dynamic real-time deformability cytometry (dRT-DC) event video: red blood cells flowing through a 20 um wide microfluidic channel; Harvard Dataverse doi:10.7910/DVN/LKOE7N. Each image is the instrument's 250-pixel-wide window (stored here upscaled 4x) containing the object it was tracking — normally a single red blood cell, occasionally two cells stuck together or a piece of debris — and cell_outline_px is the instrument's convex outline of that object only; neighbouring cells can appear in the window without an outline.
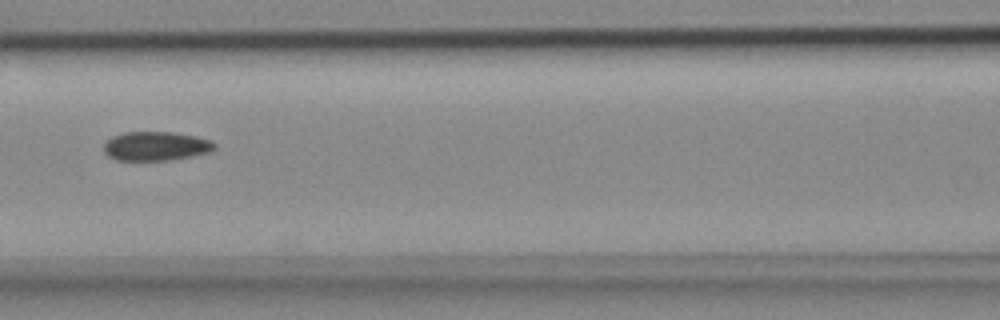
{"species": "common noctule bat (a hibernating species)", "species_latin": "Nyctalus noctula", "temperature_condition": "cold", "stored_images_in_passage": 3, "camera_frame_rate_fps": 3000, "um_per_image_px": 0.085, "animal": {"sex": "female", "body_mass_g": 18.4}, "frame": {"image": 1, "passage_image": 3, "time_ms": 0.667, "image_size_px": [1000, 320], "cell_outline_px": [[216, 148], [208, 152], [168, 160], [116, 160], [108, 156], [104, 152], [104, 144], [112, 136], [124, 132], [172, 132], [196, 136], [212, 140], [216, 144]], "centroid_in_image_um": [13.24, 12.41], "position_along_channel_um": 153.4, "area_um2": 18.67}}